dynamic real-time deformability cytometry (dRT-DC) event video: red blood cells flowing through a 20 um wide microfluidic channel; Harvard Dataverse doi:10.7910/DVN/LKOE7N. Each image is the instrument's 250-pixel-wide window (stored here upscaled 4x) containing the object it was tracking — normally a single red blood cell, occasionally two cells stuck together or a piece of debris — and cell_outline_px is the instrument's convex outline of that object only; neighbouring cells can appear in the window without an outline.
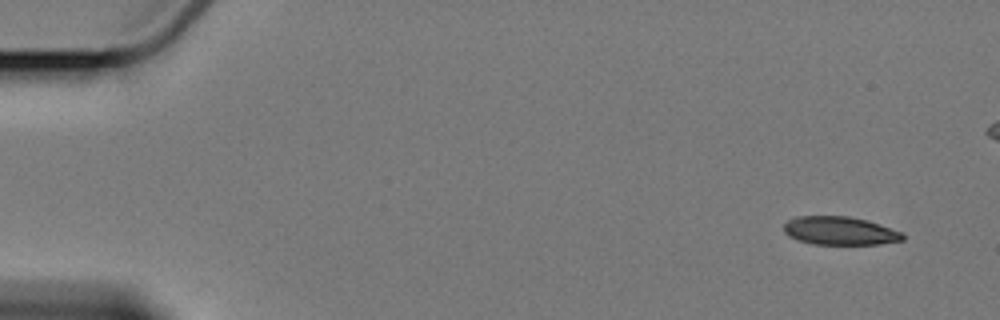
{"species": "Egyptian fruit bat (a non-hibernating species)", "species_latin": "Rousettus aegyptiacus", "temperature_condition": "cold", "stored_images_in_passage": 5, "camera_frame_rate_fps": 3000, "um_per_image_px": 0.085, "animal": {"sex": "female"}, "frame": {"image": 1, "passage_image": 1, "time_ms": 0.0, "image_size_px": [1000, 320], "cell_outline_px": [[904, 240], [880, 244], [812, 244], [788, 236], [784, 232], [784, 224], [788, 220], [796, 216], [848, 216], [868, 220], [900, 232], [904, 236]], "centroid_in_image_um": [71.36, 19.61], "position_along_channel_um": 13.6, "area_um2": 19.54}}